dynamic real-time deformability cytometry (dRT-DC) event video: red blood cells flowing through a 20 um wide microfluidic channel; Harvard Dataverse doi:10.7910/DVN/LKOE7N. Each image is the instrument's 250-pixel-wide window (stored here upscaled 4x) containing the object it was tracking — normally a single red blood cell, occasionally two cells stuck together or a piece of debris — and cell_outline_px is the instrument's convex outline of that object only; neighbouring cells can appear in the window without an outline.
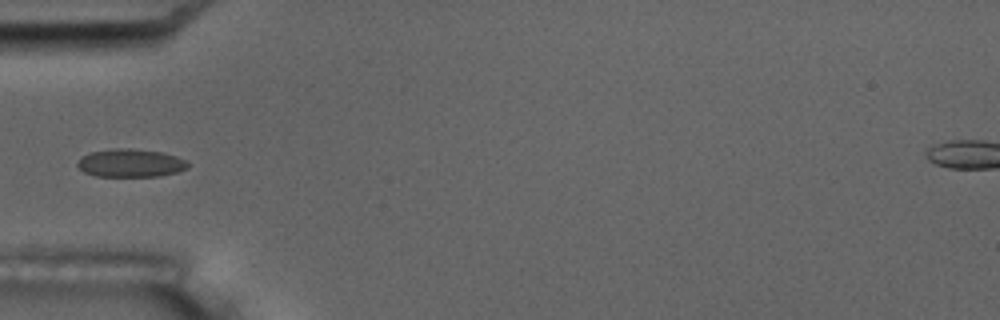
{"species": "common noctule bat (a hibernating species)", "species_latin": "Nyctalus noctula", "temperature_condition": "room temperature", "stored_images_in_passage": 5, "camera_frame_rate_fps": 3000, "um_per_image_px": 0.085, "animal": {"sex": "male", "body_mass_g": 17.5, "forearm_length_mm": 52.3}, "frame": {"image": 1, "passage_image": 4, "time_ms": 4.333, "image_size_px": [1000, 320], "cell_outline_px": [[188, 168], [176, 172], [160, 176], [96, 176], [84, 172], [76, 164], [80, 156], [92, 152], [116, 148], [128, 148], [164, 152], [176, 156], [184, 160], [188, 164]], "centroid_in_image_um": [11.08, 13.85], "position_along_channel_um": 73.9, "area_um2": 18.03}}